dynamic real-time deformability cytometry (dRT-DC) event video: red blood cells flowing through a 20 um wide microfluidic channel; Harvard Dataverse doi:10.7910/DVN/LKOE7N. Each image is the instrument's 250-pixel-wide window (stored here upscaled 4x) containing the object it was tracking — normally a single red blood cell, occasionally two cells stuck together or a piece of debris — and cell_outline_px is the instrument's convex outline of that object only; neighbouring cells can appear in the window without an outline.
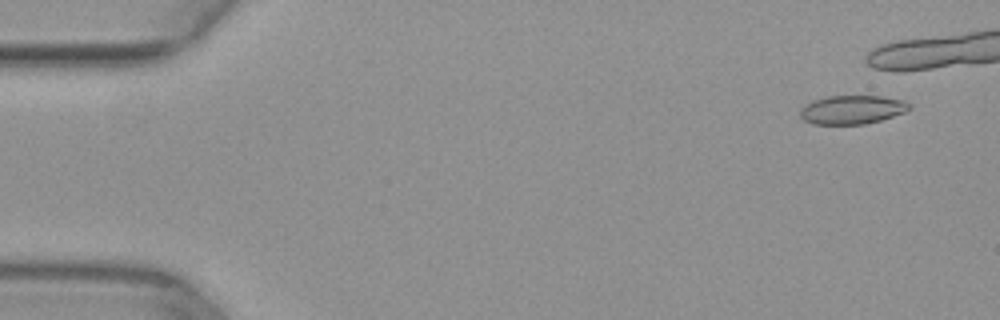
{"species": "common noctule bat (a hibernating species)", "species_latin": "Nyctalus noctula", "temperature_condition": "warm", "stored_images_in_passage": 36, "camera_frame_rate_fps": 3000, "um_per_image_px": 0.085, "animal": {"sex": "female", "body_mass_g": 29.2, "forearm_length_mm": 56.3}, "frame": {"image": 1, "passage_image": 2, "time_ms": 0.333, "image_size_px": [1000, 320], "cell_outline_px": [[912, 108], [904, 112], [880, 120], [864, 124], [812, 124], [804, 120], [800, 116], [800, 108], [804, 104], [812, 100], [828, 96], [880, 96], [904, 100], [912, 104]], "centroid_in_image_um": [72.41, 9.31], "position_along_channel_um": 12.6, "area_um2": 18.38}}
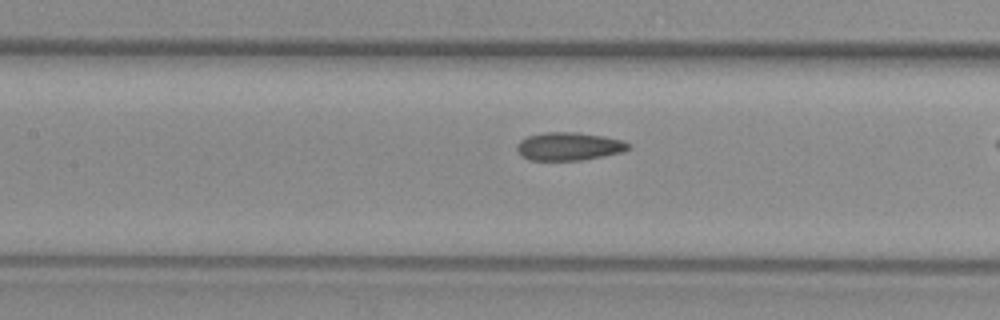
{"frame": {"image": 2, "passage_image": 22, "time_ms": 7.0, "image_size_px": [1000, 320], "cell_outline_px": [[628, 148], [624, 152], [580, 160], [528, 160], [520, 156], [516, 148], [516, 144], [520, 140], [528, 136], [544, 132], [576, 132], [604, 136], [620, 140], [628, 144]], "centroid_in_image_um": [48.29, 12.44], "position_along_channel_um": 159.1, "area_um2": 18.21}}
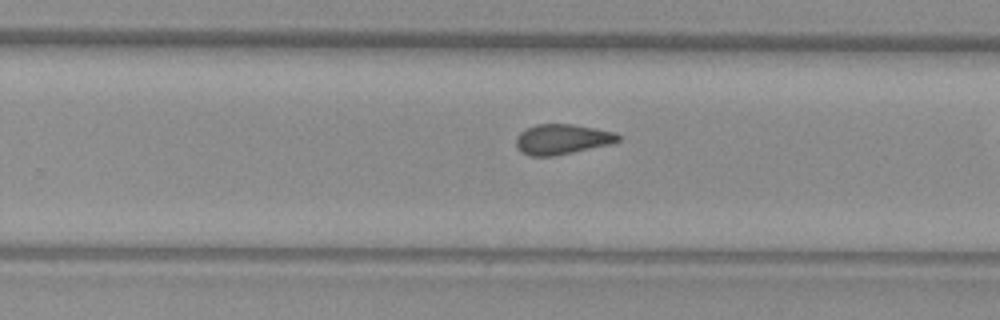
{"frame": {"image": 3, "passage_image": 31, "time_ms": 10.0, "image_size_px": [1000, 320], "cell_outline_px": [[620, 140], [612, 144], [552, 156], [532, 156], [524, 152], [516, 144], [516, 136], [520, 132], [536, 124], [572, 124], [616, 132], [620, 136]], "centroid_in_image_um": [47.82, 11.82], "position_along_channel_um": 282.0, "area_um2": 17.74}}